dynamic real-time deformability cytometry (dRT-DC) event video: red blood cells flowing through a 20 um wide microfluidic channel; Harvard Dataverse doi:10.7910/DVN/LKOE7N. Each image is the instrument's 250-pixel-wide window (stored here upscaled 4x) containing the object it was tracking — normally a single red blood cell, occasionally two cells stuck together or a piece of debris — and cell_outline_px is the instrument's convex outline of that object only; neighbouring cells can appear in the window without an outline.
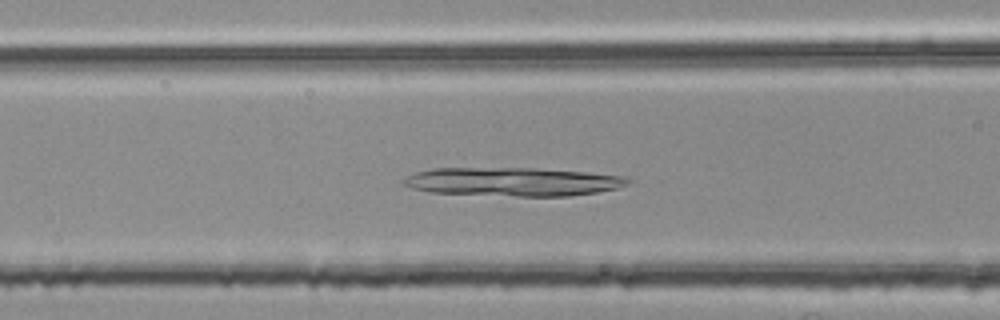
{"species": "common noctule bat (a hibernating species)", "species_latin": "Nyctalus noctula", "temperature_condition": "room temperature", "stored_images_in_passage": 48, "camera_frame_rate_fps": 3000, "um_per_image_px": 0.085, "animal": {"sex": "female", "body_mass_g": 25.1}, "frame": {"image": 1, "passage_image": 21, "time_ms": 6.667, "image_size_px": [1000, 320], "cell_outline_px": [[632, 180], [628, 184], [616, 188], [600, 192], [568, 196], [516, 196], [432, 192], [412, 188], [404, 184], [404, 180], [408, 176], [416, 172], [432, 168], [536, 168], [584, 172], [620, 176]], "centroid_in_image_um": [43.61, 15.44], "position_along_channel_um": 123.0, "area_um2": 37.05}}
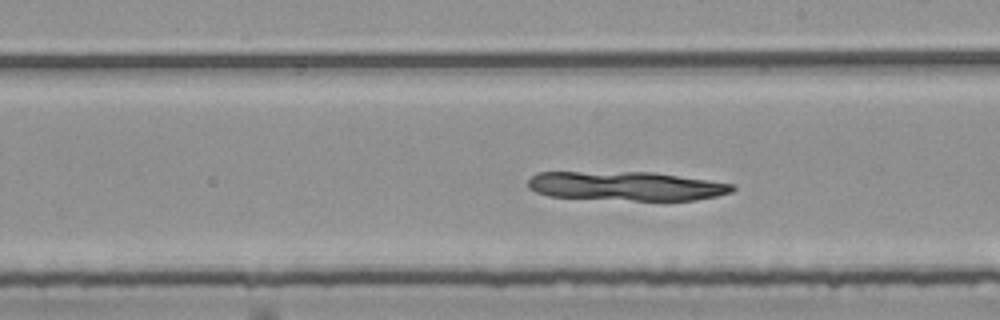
{"frame": {"image": 2, "passage_image": 30, "time_ms": 9.667, "image_size_px": [1000, 320], "cell_outline_px": [[736, 188], [732, 192], [716, 196], [696, 200], [636, 200], [548, 196], [536, 192], [528, 188], [528, 176], [536, 172], [652, 172], [736, 184]], "centroid_in_image_um": [53.21, 15.8], "position_along_channel_um": 235.8, "area_um2": 34.68}}
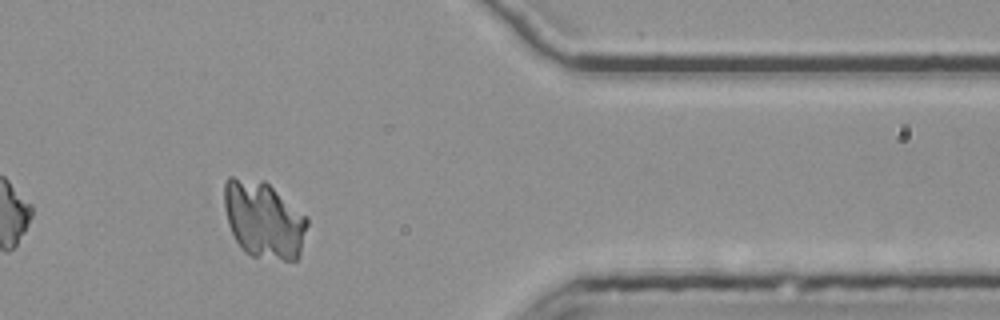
{"frame": {"image": 3, "passage_image": 44, "time_ms": 14.333, "image_size_px": [1000, 320], "cell_outline_px": [[308, 224], [300, 252], [296, 260], [284, 260], [252, 256], [244, 252], [240, 248], [228, 224], [224, 208], [224, 184], [228, 176], [232, 176], [264, 180], [308, 216]], "centroid_in_image_um": [22.41, 18.65], "position_along_channel_um": 389.0, "area_um2": 37.57}}